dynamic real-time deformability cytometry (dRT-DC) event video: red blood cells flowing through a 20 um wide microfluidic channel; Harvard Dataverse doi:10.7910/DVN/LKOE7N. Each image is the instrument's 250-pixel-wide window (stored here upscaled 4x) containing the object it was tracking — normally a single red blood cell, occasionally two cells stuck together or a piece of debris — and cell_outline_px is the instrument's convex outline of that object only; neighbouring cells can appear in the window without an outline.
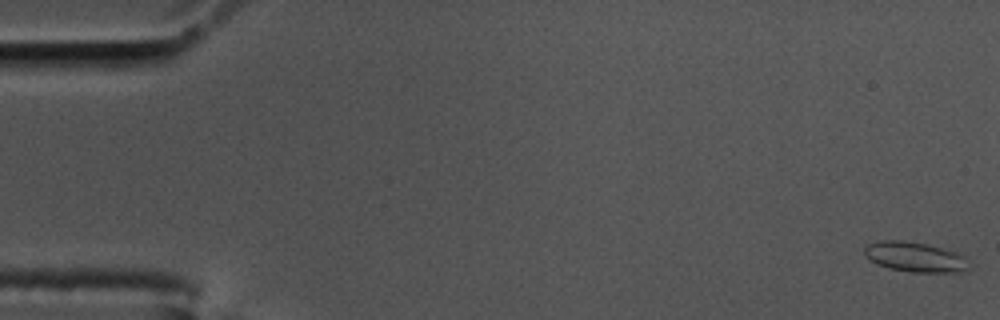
{"species": "common noctule bat (a hibernating species)", "species_latin": "Nyctalus noctula", "temperature_condition": "cold", "stored_images_in_passage": 59, "camera_frame_rate_fps": 3000, "um_per_image_px": 0.085, "animal": {"sex": "male", "body_mass_g": 17.5, "forearm_length_mm": 52.3}, "frame": {"image": 1, "passage_image": 1, "time_ms": 0.0, "image_size_px": [1000, 320], "cell_outline_px": [[968, 268], [964, 272], [912, 272], [888, 268], [876, 264], [864, 256], [864, 248], [868, 244], [880, 240], [904, 240], [924, 244], [956, 252], [964, 256]], "centroid_in_image_um": [77.72, 21.84], "position_along_channel_um": 7.3, "area_um2": 18.15}}
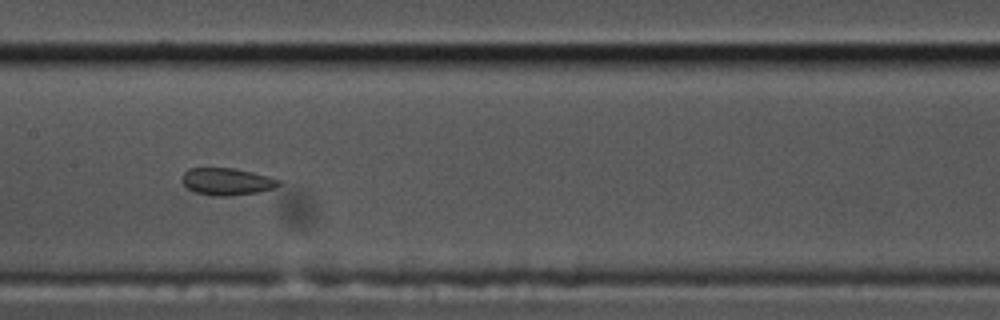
{"frame": {"image": 2, "passage_image": 29, "time_ms": 9.333, "image_size_px": [1000, 320], "cell_outline_px": [[280, 184], [272, 188], [256, 192], [228, 196], [216, 196], [196, 192], [188, 188], [180, 180], [180, 176], [188, 168], [236, 168], [268, 176], [280, 180]], "centroid_in_image_um": [19.23, 15.42], "position_along_channel_um": 188.2, "area_um2": 15.2}}
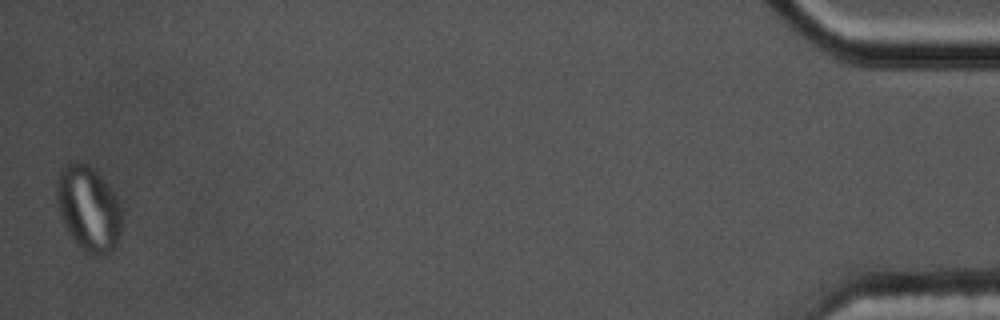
{"frame": {"image": 3, "passage_image": 58, "time_ms": 19.0, "image_size_px": [1000, 320], "cell_outline_px": [[120, 236], [116, 248], [112, 252], [104, 256], [92, 256], [84, 252], [72, 240], [64, 224], [56, 200], [56, 180], [60, 168], [68, 160], [76, 160], [92, 168], [104, 180], [116, 196], [120, 204]], "centroid_in_image_um": [7.5, 17.75], "position_along_channel_um": 427.7, "area_um2": 32.89}}